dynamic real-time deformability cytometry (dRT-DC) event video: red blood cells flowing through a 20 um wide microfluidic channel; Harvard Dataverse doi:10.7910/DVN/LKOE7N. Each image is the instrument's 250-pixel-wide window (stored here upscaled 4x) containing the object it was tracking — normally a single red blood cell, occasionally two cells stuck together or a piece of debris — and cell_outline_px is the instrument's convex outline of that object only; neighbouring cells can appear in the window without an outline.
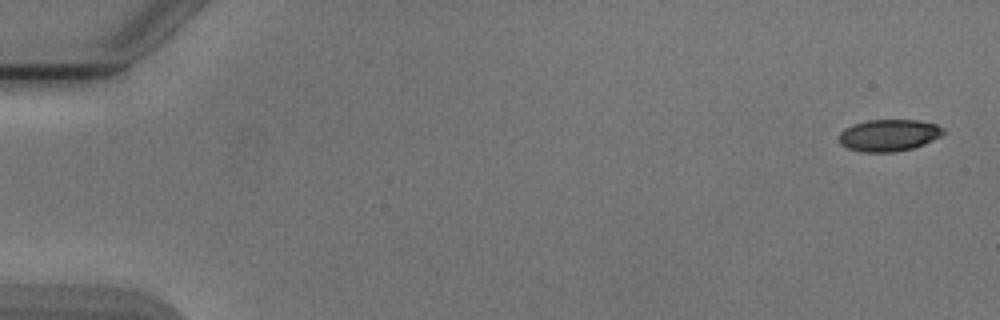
{"species": "Egyptian fruit bat (a non-hibernating species)", "species_latin": "Rousettus aegyptiacus", "temperature_condition": "cold", "stored_images_in_passage": 7, "camera_frame_rate_fps": 3000, "um_per_image_px": 0.085, "animal": {"sex": "male"}, "frame": {"image": 1, "passage_image": 1, "time_ms": 0.0, "image_size_px": [1000, 320], "cell_outline_px": [[944, 132], [940, 136], [924, 144], [912, 148], [896, 152], [860, 152], [848, 148], [840, 144], [840, 132], [844, 128], [852, 124], [868, 120], [916, 120], [936, 124], [944, 128]], "centroid_in_image_um": [75.53, 11.5], "position_along_channel_um": 9.5, "area_um2": 19.36}}
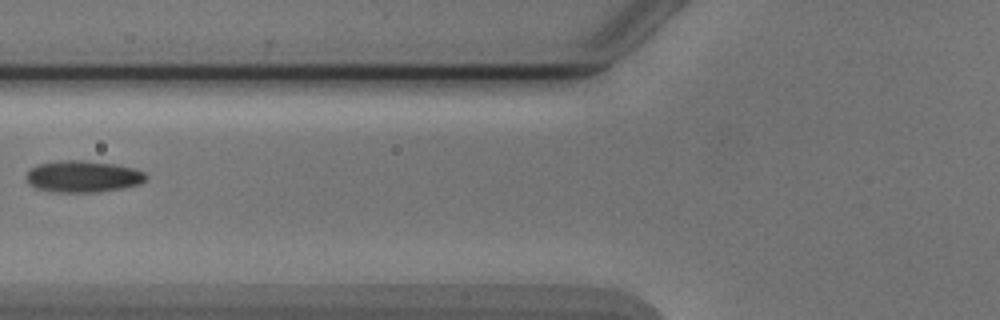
{"frame": {"image": 2, "passage_image": 6, "time_ms": 6.667, "image_size_px": [1000, 320], "cell_outline_px": [[148, 176], [140, 184], [124, 188], [96, 192], [56, 192], [36, 188], [28, 184], [24, 176], [32, 168], [40, 164], [60, 160], [80, 160], [112, 164], [136, 168], [144, 172]], "centroid_in_image_um": [7.05, 15.01], "position_along_channel_um": 118.7, "area_um2": 22.08}}
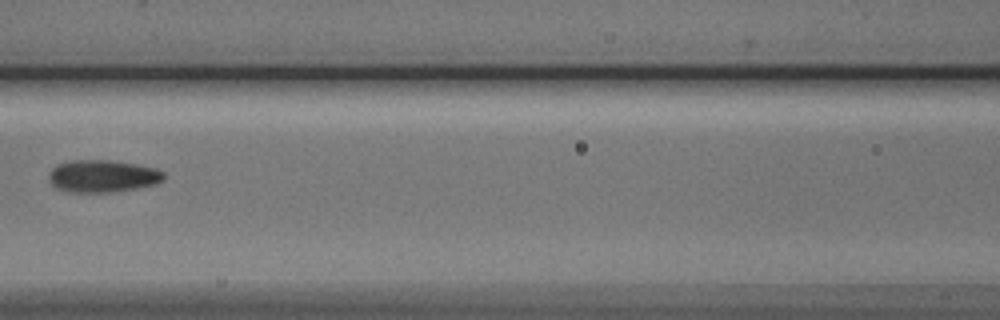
{"frame": {"image": 3, "passage_image": 7, "time_ms": 7.667, "image_size_px": [1000, 320], "cell_outline_px": [[164, 180], [156, 184], [108, 192], [72, 192], [56, 188], [48, 180], [48, 172], [56, 164], [72, 160], [108, 160], [136, 164], [156, 168], [164, 172]], "centroid_in_image_um": [8.68, 14.95], "position_along_channel_um": 157.9, "area_um2": 21.62}}